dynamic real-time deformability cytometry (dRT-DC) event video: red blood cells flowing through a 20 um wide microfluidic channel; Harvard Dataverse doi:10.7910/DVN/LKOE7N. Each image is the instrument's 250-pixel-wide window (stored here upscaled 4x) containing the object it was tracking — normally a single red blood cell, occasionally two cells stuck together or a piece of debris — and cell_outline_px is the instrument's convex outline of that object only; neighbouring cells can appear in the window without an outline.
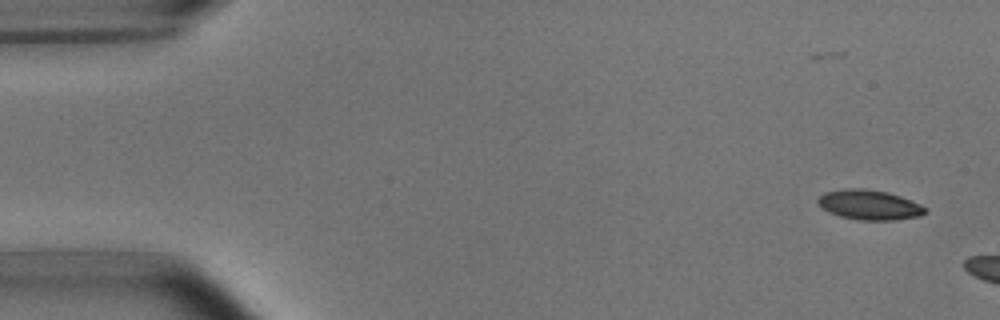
{"species": "common noctule bat (a hibernating species)", "species_latin": "Nyctalus noctula", "temperature_condition": "room temperature", "stored_images_in_passage": 2, "camera_frame_rate_fps": 3000, "um_per_image_px": 0.085, "animal": {"sex": "male", "body_mass_g": 15.6}, "frame": {"image": 1, "passage_image": 1, "time_ms": 0.0, "image_size_px": [1000, 320], "cell_outline_px": [[928, 212], [920, 216], [896, 220], [860, 220], [840, 216], [828, 212], [820, 208], [816, 200], [824, 192], [844, 188], [864, 188], [888, 192], [900, 196], [920, 204], [928, 208]], "centroid_in_image_um": [73.89, 17.41], "position_along_channel_um": 11.1, "area_um2": 18.96}}